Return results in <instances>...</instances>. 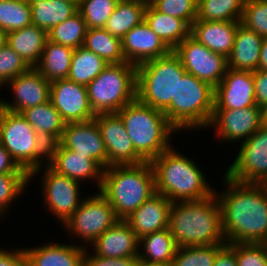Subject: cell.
Wrapping results in <instances>:
<instances>
[{"mask_svg": "<svg viewBox=\"0 0 267 266\" xmlns=\"http://www.w3.org/2000/svg\"><path fill=\"white\" fill-rule=\"evenodd\" d=\"M224 189L214 194L221 210L227 244L264 243L267 239V184H247L222 176Z\"/></svg>", "mask_w": 267, "mask_h": 266, "instance_id": "obj_1", "label": "cell"}, {"mask_svg": "<svg viewBox=\"0 0 267 266\" xmlns=\"http://www.w3.org/2000/svg\"><path fill=\"white\" fill-rule=\"evenodd\" d=\"M191 158L172 146L153 159L150 163L154 171L156 192L171 202L211 197L215 191L213 186L207 181L201 166Z\"/></svg>", "mask_w": 267, "mask_h": 266, "instance_id": "obj_2", "label": "cell"}, {"mask_svg": "<svg viewBox=\"0 0 267 266\" xmlns=\"http://www.w3.org/2000/svg\"><path fill=\"white\" fill-rule=\"evenodd\" d=\"M168 228L178 248L226 244L215 194L196 201L172 202Z\"/></svg>", "mask_w": 267, "mask_h": 266, "instance_id": "obj_3", "label": "cell"}, {"mask_svg": "<svg viewBox=\"0 0 267 266\" xmlns=\"http://www.w3.org/2000/svg\"><path fill=\"white\" fill-rule=\"evenodd\" d=\"M99 191L113 207L117 218L125 220L156 193L151 163L109 166L103 170Z\"/></svg>", "mask_w": 267, "mask_h": 266, "instance_id": "obj_4", "label": "cell"}, {"mask_svg": "<svg viewBox=\"0 0 267 266\" xmlns=\"http://www.w3.org/2000/svg\"><path fill=\"white\" fill-rule=\"evenodd\" d=\"M132 140L135 152L151 162L171 148V139L180 132L168 121L163 111L140 102L137 98L117 112Z\"/></svg>", "mask_w": 267, "mask_h": 266, "instance_id": "obj_5", "label": "cell"}, {"mask_svg": "<svg viewBox=\"0 0 267 266\" xmlns=\"http://www.w3.org/2000/svg\"><path fill=\"white\" fill-rule=\"evenodd\" d=\"M214 111V87L185 73L177 80L175 100L163 111L168 121L182 131H203L208 127Z\"/></svg>", "mask_w": 267, "mask_h": 266, "instance_id": "obj_6", "label": "cell"}, {"mask_svg": "<svg viewBox=\"0 0 267 266\" xmlns=\"http://www.w3.org/2000/svg\"><path fill=\"white\" fill-rule=\"evenodd\" d=\"M186 73L172 50L168 55L136 67V98L154 109L164 111L175 100L177 80Z\"/></svg>", "mask_w": 267, "mask_h": 266, "instance_id": "obj_7", "label": "cell"}, {"mask_svg": "<svg viewBox=\"0 0 267 266\" xmlns=\"http://www.w3.org/2000/svg\"><path fill=\"white\" fill-rule=\"evenodd\" d=\"M0 143L28 174L48 163L49 145L20 113L2 110Z\"/></svg>", "mask_w": 267, "mask_h": 266, "instance_id": "obj_8", "label": "cell"}, {"mask_svg": "<svg viewBox=\"0 0 267 266\" xmlns=\"http://www.w3.org/2000/svg\"><path fill=\"white\" fill-rule=\"evenodd\" d=\"M86 87L95 114L117 113L136 99V66L129 62L109 64Z\"/></svg>", "mask_w": 267, "mask_h": 266, "instance_id": "obj_9", "label": "cell"}, {"mask_svg": "<svg viewBox=\"0 0 267 266\" xmlns=\"http://www.w3.org/2000/svg\"><path fill=\"white\" fill-rule=\"evenodd\" d=\"M118 220L113 207L98 190L97 193L95 191L92 195L90 193L84 197L78 209L62 228L68 236L80 239L83 241L80 245L88 248Z\"/></svg>", "mask_w": 267, "mask_h": 266, "instance_id": "obj_10", "label": "cell"}, {"mask_svg": "<svg viewBox=\"0 0 267 266\" xmlns=\"http://www.w3.org/2000/svg\"><path fill=\"white\" fill-rule=\"evenodd\" d=\"M43 168H45L43 170ZM40 171L42 173H40ZM39 173V174H38ZM41 177L40 187L42 188L43 202L45 206L43 209L50 212L55 217L60 225H64L72 214L78 209L83 197H81V184L80 182L70 179L67 176L60 175L52 170L48 165H45L34 170L29 174V181L36 177ZM42 174V176L40 175ZM45 207V208H44Z\"/></svg>", "mask_w": 267, "mask_h": 266, "instance_id": "obj_11", "label": "cell"}, {"mask_svg": "<svg viewBox=\"0 0 267 266\" xmlns=\"http://www.w3.org/2000/svg\"><path fill=\"white\" fill-rule=\"evenodd\" d=\"M224 175L247 184H267V127H261L240 143L235 159Z\"/></svg>", "mask_w": 267, "mask_h": 266, "instance_id": "obj_12", "label": "cell"}, {"mask_svg": "<svg viewBox=\"0 0 267 266\" xmlns=\"http://www.w3.org/2000/svg\"><path fill=\"white\" fill-rule=\"evenodd\" d=\"M173 51L180 58L187 73L214 88L222 81L228 68L227 58L224 55L210 51L191 35Z\"/></svg>", "mask_w": 267, "mask_h": 266, "instance_id": "obj_13", "label": "cell"}, {"mask_svg": "<svg viewBox=\"0 0 267 266\" xmlns=\"http://www.w3.org/2000/svg\"><path fill=\"white\" fill-rule=\"evenodd\" d=\"M262 125V110L258 106L243 109H214L207 129H212L221 142L242 143Z\"/></svg>", "mask_w": 267, "mask_h": 266, "instance_id": "obj_14", "label": "cell"}, {"mask_svg": "<svg viewBox=\"0 0 267 266\" xmlns=\"http://www.w3.org/2000/svg\"><path fill=\"white\" fill-rule=\"evenodd\" d=\"M94 120L106 148L107 168L113 165H137L145 162L135 152L132 140L117 113H99Z\"/></svg>", "mask_w": 267, "mask_h": 266, "instance_id": "obj_15", "label": "cell"}, {"mask_svg": "<svg viewBox=\"0 0 267 266\" xmlns=\"http://www.w3.org/2000/svg\"><path fill=\"white\" fill-rule=\"evenodd\" d=\"M49 100L65 123L85 122L96 117L89 103L87 87L68 78L51 82Z\"/></svg>", "mask_w": 267, "mask_h": 266, "instance_id": "obj_16", "label": "cell"}, {"mask_svg": "<svg viewBox=\"0 0 267 266\" xmlns=\"http://www.w3.org/2000/svg\"><path fill=\"white\" fill-rule=\"evenodd\" d=\"M47 165L56 173L80 183L93 180L98 190L102 186L104 169L89 155L76 154L59 142L49 145Z\"/></svg>", "mask_w": 267, "mask_h": 266, "instance_id": "obj_17", "label": "cell"}, {"mask_svg": "<svg viewBox=\"0 0 267 266\" xmlns=\"http://www.w3.org/2000/svg\"><path fill=\"white\" fill-rule=\"evenodd\" d=\"M51 83L34 67L5 84L12 91V101L1 100L3 109L21 113L23 110L49 101Z\"/></svg>", "mask_w": 267, "mask_h": 266, "instance_id": "obj_18", "label": "cell"}, {"mask_svg": "<svg viewBox=\"0 0 267 266\" xmlns=\"http://www.w3.org/2000/svg\"><path fill=\"white\" fill-rule=\"evenodd\" d=\"M257 106L253 72L227 68L214 88V109H243Z\"/></svg>", "mask_w": 267, "mask_h": 266, "instance_id": "obj_19", "label": "cell"}, {"mask_svg": "<svg viewBox=\"0 0 267 266\" xmlns=\"http://www.w3.org/2000/svg\"><path fill=\"white\" fill-rule=\"evenodd\" d=\"M59 143L76 154L89 155L103 169L107 168V152L100 129L94 119L65 123Z\"/></svg>", "mask_w": 267, "mask_h": 266, "instance_id": "obj_20", "label": "cell"}, {"mask_svg": "<svg viewBox=\"0 0 267 266\" xmlns=\"http://www.w3.org/2000/svg\"><path fill=\"white\" fill-rule=\"evenodd\" d=\"M126 62L139 66L150 60L168 55L172 50L143 21L121 39Z\"/></svg>", "mask_w": 267, "mask_h": 266, "instance_id": "obj_21", "label": "cell"}, {"mask_svg": "<svg viewBox=\"0 0 267 266\" xmlns=\"http://www.w3.org/2000/svg\"><path fill=\"white\" fill-rule=\"evenodd\" d=\"M89 248L96 255L103 257H138L139 238L125 220H118Z\"/></svg>", "mask_w": 267, "mask_h": 266, "instance_id": "obj_22", "label": "cell"}, {"mask_svg": "<svg viewBox=\"0 0 267 266\" xmlns=\"http://www.w3.org/2000/svg\"><path fill=\"white\" fill-rule=\"evenodd\" d=\"M172 202L159 193L153 194L125 221L141 237L168 228Z\"/></svg>", "mask_w": 267, "mask_h": 266, "instance_id": "obj_23", "label": "cell"}, {"mask_svg": "<svg viewBox=\"0 0 267 266\" xmlns=\"http://www.w3.org/2000/svg\"><path fill=\"white\" fill-rule=\"evenodd\" d=\"M69 244L52 241L35 247H23L27 266H83L85 248L80 243L71 244L70 241Z\"/></svg>", "mask_w": 267, "mask_h": 266, "instance_id": "obj_24", "label": "cell"}, {"mask_svg": "<svg viewBox=\"0 0 267 266\" xmlns=\"http://www.w3.org/2000/svg\"><path fill=\"white\" fill-rule=\"evenodd\" d=\"M239 23L240 21L195 20L190 35L210 51L227 58L232 51Z\"/></svg>", "mask_w": 267, "mask_h": 266, "instance_id": "obj_25", "label": "cell"}, {"mask_svg": "<svg viewBox=\"0 0 267 266\" xmlns=\"http://www.w3.org/2000/svg\"><path fill=\"white\" fill-rule=\"evenodd\" d=\"M262 41L260 35L239 23L232 51L227 57V67L251 72L258 70Z\"/></svg>", "mask_w": 267, "mask_h": 266, "instance_id": "obj_26", "label": "cell"}, {"mask_svg": "<svg viewBox=\"0 0 267 266\" xmlns=\"http://www.w3.org/2000/svg\"><path fill=\"white\" fill-rule=\"evenodd\" d=\"M20 114L48 145L60 141L65 122L50 100L41 105L27 108Z\"/></svg>", "mask_w": 267, "mask_h": 266, "instance_id": "obj_27", "label": "cell"}, {"mask_svg": "<svg viewBox=\"0 0 267 266\" xmlns=\"http://www.w3.org/2000/svg\"><path fill=\"white\" fill-rule=\"evenodd\" d=\"M144 21L171 50L190 35L191 27L183 19L161 13L151 4H147Z\"/></svg>", "mask_w": 267, "mask_h": 266, "instance_id": "obj_28", "label": "cell"}, {"mask_svg": "<svg viewBox=\"0 0 267 266\" xmlns=\"http://www.w3.org/2000/svg\"><path fill=\"white\" fill-rule=\"evenodd\" d=\"M47 39V32L35 25L7 33V44L29 67H35L39 62Z\"/></svg>", "mask_w": 267, "mask_h": 266, "instance_id": "obj_29", "label": "cell"}, {"mask_svg": "<svg viewBox=\"0 0 267 266\" xmlns=\"http://www.w3.org/2000/svg\"><path fill=\"white\" fill-rule=\"evenodd\" d=\"M74 49L47 39L42 56L34 67L50 83L68 78Z\"/></svg>", "mask_w": 267, "mask_h": 266, "instance_id": "obj_30", "label": "cell"}, {"mask_svg": "<svg viewBox=\"0 0 267 266\" xmlns=\"http://www.w3.org/2000/svg\"><path fill=\"white\" fill-rule=\"evenodd\" d=\"M32 25L51 30L75 13L78 12V5L68 0H31Z\"/></svg>", "mask_w": 267, "mask_h": 266, "instance_id": "obj_31", "label": "cell"}, {"mask_svg": "<svg viewBox=\"0 0 267 266\" xmlns=\"http://www.w3.org/2000/svg\"><path fill=\"white\" fill-rule=\"evenodd\" d=\"M177 249L169 228H165L139 239L138 259L171 264Z\"/></svg>", "mask_w": 267, "mask_h": 266, "instance_id": "obj_32", "label": "cell"}, {"mask_svg": "<svg viewBox=\"0 0 267 266\" xmlns=\"http://www.w3.org/2000/svg\"><path fill=\"white\" fill-rule=\"evenodd\" d=\"M147 3L138 0H119L105 29L114 37L122 39L133 27L144 21Z\"/></svg>", "mask_w": 267, "mask_h": 266, "instance_id": "obj_33", "label": "cell"}, {"mask_svg": "<svg viewBox=\"0 0 267 266\" xmlns=\"http://www.w3.org/2000/svg\"><path fill=\"white\" fill-rule=\"evenodd\" d=\"M83 47L100 56L108 64L126 62L121 39L112 36L105 28L87 29Z\"/></svg>", "mask_w": 267, "mask_h": 266, "instance_id": "obj_34", "label": "cell"}, {"mask_svg": "<svg viewBox=\"0 0 267 266\" xmlns=\"http://www.w3.org/2000/svg\"><path fill=\"white\" fill-rule=\"evenodd\" d=\"M107 65L100 56L81 46L73 51L68 79L87 86Z\"/></svg>", "mask_w": 267, "mask_h": 266, "instance_id": "obj_35", "label": "cell"}, {"mask_svg": "<svg viewBox=\"0 0 267 266\" xmlns=\"http://www.w3.org/2000/svg\"><path fill=\"white\" fill-rule=\"evenodd\" d=\"M245 0H198L196 20L241 21Z\"/></svg>", "mask_w": 267, "mask_h": 266, "instance_id": "obj_36", "label": "cell"}, {"mask_svg": "<svg viewBox=\"0 0 267 266\" xmlns=\"http://www.w3.org/2000/svg\"><path fill=\"white\" fill-rule=\"evenodd\" d=\"M87 29L86 22L78 11L64 22L55 25L49 30L47 32L48 40L77 49L83 46Z\"/></svg>", "mask_w": 267, "mask_h": 266, "instance_id": "obj_37", "label": "cell"}, {"mask_svg": "<svg viewBox=\"0 0 267 266\" xmlns=\"http://www.w3.org/2000/svg\"><path fill=\"white\" fill-rule=\"evenodd\" d=\"M32 25L30 2L0 1V29L6 33Z\"/></svg>", "mask_w": 267, "mask_h": 266, "instance_id": "obj_38", "label": "cell"}, {"mask_svg": "<svg viewBox=\"0 0 267 266\" xmlns=\"http://www.w3.org/2000/svg\"><path fill=\"white\" fill-rule=\"evenodd\" d=\"M224 245L179 247L171 266H213L216 254Z\"/></svg>", "mask_w": 267, "mask_h": 266, "instance_id": "obj_39", "label": "cell"}, {"mask_svg": "<svg viewBox=\"0 0 267 266\" xmlns=\"http://www.w3.org/2000/svg\"><path fill=\"white\" fill-rule=\"evenodd\" d=\"M28 185L29 174H0V220L9 212L13 202L23 196Z\"/></svg>", "mask_w": 267, "mask_h": 266, "instance_id": "obj_40", "label": "cell"}, {"mask_svg": "<svg viewBox=\"0 0 267 266\" xmlns=\"http://www.w3.org/2000/svg\"><path fill=\"white\" fill-rule=\"evenodd\" d=\"M119 0H79L78 11L88 29L104 28Z\"/></svg>", "mask_w": 267, "mask_h": 266, "instance_id": "obj_41", "label": "cell"}, {"mask_svg": "<svg viewBox=\"0 0 267 266\" xmlns=\"http://www.w3.org/2000/svg\"><path fill=\"white\" fill-rule=\"evenodd\" d=\"M240 23L263 39L267 38V2L265 0H245Z\"/></svg>", "mask_w": 267, "mask_h": 266, "instance_id": "obj_42", "label": "cell"}, {"mask_svg": "<svg viewBox=\"0 0 267 266\" xmlns=\"http://www.w3.org/2000/svg\"><path fill=\"white\" fill-rule=\"evenodd\" d=\"M156 10L183 19L190 27L197 17L198 0H152Z\"/></svg>", "mask_w": 267, "mask_h": 266, "instance_id": "obj_43", "label": "cell"}, {"mask_svg": "<svg viewBox=\"0 0 267 266\" xmlns=\"http://www.w3.org/2000/svg\"><path fill=\"white\" fill-rule=\"evenodd\" d=\"M30 67L11 47L6 43L0 49V87L12 78L26 72Z\"/></svg>", "mask_w": 267, "mask_h": 266, "instance_id": "obj_44", "label": "cell"}, {"mask_svg": "<svg viewBox=\"0 0 267 266\" xmlns=\"http://www.w3.org/2000/svg\"><path fill=\"white\" fill-rule=\"evenodd\" d=\"M237 266H267V248L263 243H234Z\"/></svg>", "mask_w": 267, "mask_h": 266, "instance_id": "obj_45", "label": "cell"}, {"mask_svg": "<svg viewBox=\"0 0 267 266\" xmlns=\"http://www.w3.org/2000/svg\"><path fill=\"white\" fill-rule=\"evenodd\" d=\"M85 248L83 266H136L138 257L110 258L96 255Z\"/></svg>", "mask_w": 267, "mask_h": 266, "instance_id": "obj_46", "label": "cell"}, {"mask_svg": "<svg viewBox=\"0 0 267 266\" xmlns=\"http://www.w3.org/2000/svg\"><path fill=\"white\" fill-rule=\"evenodd\" d=\"M256 105L263 110L267 107V71L253 72Z\"/></svg>", "mask_w": 267, "mask_h": 266, "instance_id": "obj_47", "label": "cell"}, {"mask_svg": "<svg viewBox=\"0 0 267 266\" xmlns=\"http://www.w3.org/2000/svg\"><path fill=\"white\" fill-rule=\"evenodd\" d=\"M0 266H27V258L21 247L9 250L0 249Z\"/></svg>", "mask_w": 267, "mask_h": 266, "instance_id": "obj_48", "label": "cell"}, {"mask_svg": "<svg viewBox=\"0 0 267 266\" xmlns=\"http://www.w3.org/2000/svg\"><path fill=\"white\" fill-rule=\"evenodd\" d=\"M0 174H28L12 159L10 153L0 143Z\"/></svg>", "mask_w": 267, "mask_h": 266, "instance_id": "obj_49", "label": "cell"}, {"mask_svg": "<svg viewBox=\"0 0 267 266\" xmlns=\"http://www.w3.org/2000/svg\"><path fill=\"white\" fill-rule=\"evenodd\" d=\"M213 266H237L234 243L225 244L216 254Z\"/></svg>", "mask_w": 267, "mask_h": 266, "instance_id": "obj_50", "label": "cell"}, {"mask_svg": "<svg viewBox=\"0 0 267 266\" xmlns=\"http://www.w3.org/2000/svg\"><path fill=\"white\" fill-rule=\"evenodd\" d=\"M258 69L267 71V38H264L261 44Z\"/></svg>", "mask_w": 267, "mask_h": 266, "instance_id": "obj_51", "label": "cell"}, {"mask_svg": "<svg viewBox=\"0 0 267 266\" xmlns=\"http://www.w3.org/2000/svg\"><path fill=\"white\" fill-rule=\"evenodd\" d=\"M136 266H171V264L161 263V262H149L142 259H138Z\"/></svg>", "mask_w": 267, "mask_h": 266, "instance_id": "obj_52", "label": "cell"}, {"mask_svg": "<svg viewBox=\"0 0 267 266\" xmlns=\"http://www.w3.org/2000/svg\"><path fill=\"white\" fill-rule=\"evenodd\" d=\"M7 43V33L0 29V49Z\"/></svg>", "mask_w": 267, "mask_h": 266, "instance_id": "obj_53", "label": "cell"}, {"mask_svg": "<svg viewBox=\"0 0 267 266\" xmlns=\"http://www.w3.org/2000/svg\"><path fill=\"white\" fill-rule=\"evenodd\" d=\"M262 125L267 127V107L262 110Z\"/></svg>", "mask_w": 267, "mask_h": 266, "instance_id": "obj_54", "label": "cell"}, {"mask_svg": "<svg viewBox=\"0 0 267 266\" xmlns=\"http://www.w3.org/2000/svg\"><path fill=\"white\" fill-rule=\"evenodd\" d=\"M138 1H142V2H145L147 4H150L152 0H138Z\"/></svg>", "mask_w": 267, "mask_h": 266, "instance_id": "obj_55", "label": "cell"}, {"mask_svg": "<svg viewBox=\"0 0 267 266\" xmlns=\"http://www.w3.org/2000/svg\"><path fill=\"white\" fill-rule=\"evenodd\" d=\"M68 1H71L79 6V0H68Z\"/></svg>", "mask_w": 267, "mask_h": 266, "instance_id": "obj_56", "label": "cell"}, {"mask_svg": "<svg viewBox=\"0 0 267 266\" xmlns=\"http://www.w3.org/2000/svg\"><path fill=\"white\" fill-rule=\"evenodd\" d=\"M2 110L3 108H2V105L0 104V116H1Z\"/></svg>", "mask_w": 267, "mask_h": 266, "instance_id": "obj_57", "label": "cell"}, {"mask_svg": "<svg viewBox=\"0 0 267 266\" xmlns=\"http://www.w3.org/2000/svg\"><path fill=\"white\" fill-rule=\"evenodd\" d=\"M265 246H266V248H267V239H266V241L263 243Z\"/></svg>", "mask_w": 267, "mask_h": 266, "instance_id": "obj_58", "label": "cell"}]
</instances>
